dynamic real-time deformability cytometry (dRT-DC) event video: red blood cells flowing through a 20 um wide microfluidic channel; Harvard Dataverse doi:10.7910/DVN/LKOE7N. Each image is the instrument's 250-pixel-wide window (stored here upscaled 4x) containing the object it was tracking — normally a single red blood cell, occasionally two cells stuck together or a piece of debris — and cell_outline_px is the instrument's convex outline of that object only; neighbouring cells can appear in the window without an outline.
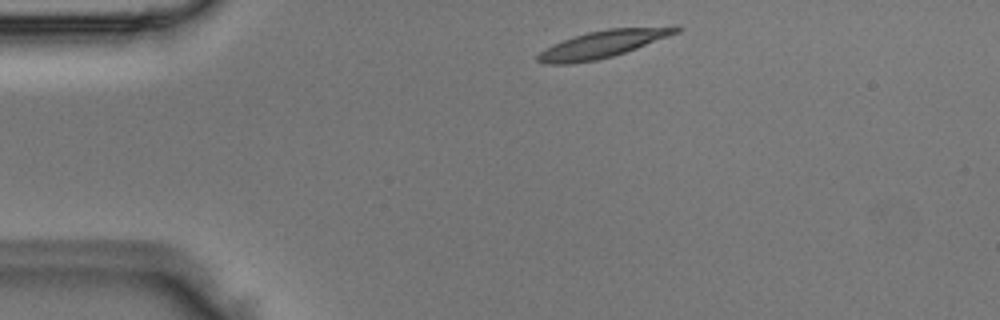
{"species": "Egyptian fruit bat (a non-hibernating species)", "species_latin": "Rousettus aegyptiacus", "temperature_condition": "room temperature", "stored_images_in_passage": 2, "camera_frame_rate_fps": 3000, "um_per_image_px": 0.085, "animal": {"sex": "male"}, "frame": {"image": 1, "passage_image": 1, "time_ms": 0.0, "image_size_px": [1000, 320], "cell_outline_px": [[684, 28], [680, 32], [636, 48], [612, 56], [596, 60], [568, 64], [544, 64], [536, 60], [536, 56], [540, 52], [552, 44], [588, 32], [608, 28], [676, 24], [680, 24]], "centroid_in_image_um": [51.36, 3.7], "position_along_channel_um": 33.6, "area_um2": 22.37}}